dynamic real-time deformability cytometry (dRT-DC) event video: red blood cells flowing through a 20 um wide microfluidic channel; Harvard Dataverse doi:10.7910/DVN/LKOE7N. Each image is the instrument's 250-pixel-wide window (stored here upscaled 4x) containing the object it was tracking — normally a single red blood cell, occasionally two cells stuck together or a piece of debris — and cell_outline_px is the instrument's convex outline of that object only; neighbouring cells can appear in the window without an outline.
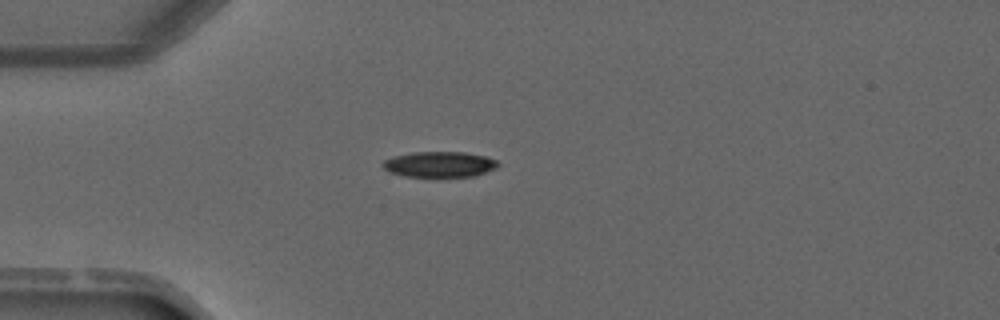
{"species": "common noctule bat (a hibernating species)", "species_latin": "Nyctalus noctula", "temperature_condition": "warm", "stored_images_in_passage": 3, "camera_frame_rate_fps": 3000, "um_per_image_px": 0.085, "animal": {"sex": "male", "forearm_length_mm": 52.5}, "frame": {"image": 1, "passage_image": 3, "time_ms": 2.333, "image_size_px": [1000, 320], "cell_outline_px": [[500, 164], [496, 168], [476, 176], [404, 176], [388, 172], [380, 164], [384, 160], [392, 156], [412, 152], [464, 152], [488, 156], [496, 160]], "centroid_in_image_um": [37.35, 13.96], "position_along_channel_um": 47.7, "area_um2": 17.34}}